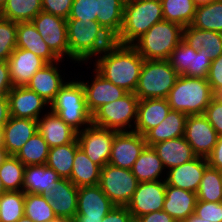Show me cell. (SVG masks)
<instances>
[{"label":"cell","instance_id":"1","mask_svg":"<svg viewBox=\"0 0 222 222\" xmlns=\"http://www.w3.org/2000/svg\"><path fill=\"white\" fill-rule=\"evenodd\" d=\"M97 58L94 69L101 76L128 93H134L144 58L132 45L114 42Z\"/></svg>","mask_w":222,"mask_h":222},{"label":"cell","instance_id":"2","mask_svg":"<svg viewBox=\"0 0 222 222\" xmlns=\"http://www.w3.org/2000/svg\"><path fill=\"white\" fill-rule=\"evenodd\" d=\"M67 35L69 57L77 63L96 58L115 42L98 21L67 19Z\"/></svg>","mask_w":222,"mask_h":222},{"label":"cell","instance_id":"3","mask_svg":"<svg viewBox=\"0 0 222 222\" xmlns=\"http://www.w3.org/2000/svg\"><path fill=\"white\" fill-rule=\"evenodd\" d=\"M164 20L160 0L125 1L123 23L115 42L132 45L157 22Z\"/></svg>","mask_w":222,"mask_h":222},{"label":"cell","instance_id":"4","mask_svg":"<svg viewBox=\"0 0 222 222\" xmlns=\"http://www.w3.org/2000/svg\"><path fill=\"white\" fill-rule=\"evenodd\" d=\"M214 96L207 78L179 75L166 100L171 110L202 115Z\"/></svg>","mask_w":222,"mask_h":222},{"label":"cell","instance_id":"5","mask_svg":"<svg viewBox=\"0 0 222 222\" xmlns=\"http://www.w3.org/2000/svg\"><path fill=\"white\" fill-rule=\"evenodd\" d=\"M183 39V27L162 20L152 25L132 46L145 60H168Z\"/></svg>","mask_w":222,"mask_h":222},{"label":"cell","instance_id":"6","mask_svg":"<svg viewBox=\"0 0 222 222\" xmlns=\"http://www.w3.org/2000/svg\"><path fill=\"white\" fill-rule=\"evenodd\" d=\"M48 110L57 114L77 132L82 130V125L86 128L92 123V114L86 105L85 90L81 80L66 82Z\"/></svg>","mask_w":222,"mask_h":222},{"label":"cell","instance_id":"7","mask_svg":"<svg viewBox=\"0 0 222 222\" xmlns=\"http://www.w3.org/2000/svg\"><path fill=\"white\" fill-rule=\"evenodd\" d=\"M179 74L169 60H145L141 69L137 87L134 91L139 100L166 99L174 87Z\"/></svg>","mask_w":222,"mask_h":222},{"label":"cell","instance_id":"8","mask_svg":"<svg viewBox=\"0 0 222 222\" xmlns=\"http://www.w3.org/2000/svg\"><path fill=\"white\" fill-rule=\"evenodd\" d=\"M139 99L135 93H127L122 98L99 107L92 114V124L116 130L118 132L133 131L137 119ZM133 120L134 124L131 123ZM132 127V128H131Z\"/></svg>","mask_w":222,"mask_h":222},{"label":"cell","instance_id":"9","mask_svg":"<svg viewBox=\"0 0 222 222\" xmlns=\"http://www.w3.org/2000/svg\"><path fill=\"white\" fill-rule=\"evenodd\" d=\"M138 183L131 170L106 164L101 168L98 185L116 206H127Z\"/></svg>","mask_w":222,"mask_h":222},{"label":"cell","instance_id":"10","mask_svg":"<svg viewBox=\"0 0 222 222\" xmlns=\"http://www.w3.org/2000/svg\"><path fill=\"white\" fill-rule=\"evenodd\" d=\"M117 132L91 123L77 132L79 147L95 164L103 168L110 159L112 144Z\"/></svg>","mask_w":222,"mask_h":222},{"label":"cell","instance_id":"11","mask_svg":"<svg viewBox=\"0 0 222 222\" xmlns=\"http://www.w3.org/2000/svg\"><path fill=\"white\" fill-rule=\"evenodd\" d=\"M31 22L60 60H63L65 55L69 56L66 19L41 11Z\"/></svg>","mask_w":222,"mask_h":222},{"label":"cell","instance_id":"12","mask_svg":"<svg viewBox=\"0 0 222 222\" xmlns=\"http://www.w3.org/2000/svg\"><path fill=\"white\" fill-rule=\"evenodd\" d=\"M165 180L140 182L127 208L135 221L138 217L163 210L165 200Z\"/></svg>","mask_w":222,"mask_h":222},{"label":"cell","instance_id":"13","mask_svg":"<svg viewBox=\"0 0 222 222\" xmlns=\"http://www.w3.org/2000/svg\"><path fill=\"white\" fill-rule=\"evenodd\" d=\"M183 137L196 156L207 158L213 151L219 135L202 114L188 115Z\"/></svg>","mask_w":222,"mask_h":222},{"label":"cell","instance_id":"14","mask_svg":"<svg viewBox=\"0 0 222 222\" xmlns=\"http://www.w3.org/2000/svg\"><path fill=\"white\" fill-rule=\"evenodd\" d=\"M146 146L145 137L135 131L117 132L108 164L131 170Z\"/></svg>","mask_w":222,"mask_h":222},{"label":"cell","instance_id":"15","mask_svg":"<svg viewBox=\"0 0 222 222\" xmlns=\"http://www.w3.org/2000/svg\"><path fill=\"white\" fill-rule=\"evenodd\" d=\"M11 117L38 120L50 104L27 86L13 87L7 93Z\"/></svg>","mask_w":222,"mask_h":222},{"label":"cell","instance_id":"16","mask_svg":"<svg viewBox=\"0 0 222 222\" xmlns=\"http://www.w3.org/2000/svg\"><path fill=\"white\" fill-rule=\"evenodd\" d=\"M208 166L207 158L196 156L189 162L169 169L164 180L170 186L196 193Z\"/></svg>","mask_w":222,"mask_h":222},{"label":"cell","instance_id":"17","mask_svg":"<svg viewBox=\"0 0 222 222\" xmlns=\"http://www.w3.org/2000/svg\"><path fill=\"white\" fill-rule=\"evenodd\" d=\"M116 206L99 185L78 189L77 213L85 219L102 220Z\"/></svg>","mask_w":222,"mask_h":222},{"label":"cell","instance_id":"18","mask_svg":"<svg viewBox=\"0 0 222 222\" xmlns=\"http://www.w3.org/2000/svg\"><path fill=\"white\" fill-rule=\"evenodd\" d=\"M13 87L26 86L47 63L29 50L16 48L7 61Z\"/></svg>","mask_w":222,"mask_h":222},{"label":"cell","instance_id":"19","mask_svg":"<svg viewBox=\"0 0 222 222\" xmlns=\"http://www.w3.org/2000/svg\"><path fill=\"white\" fill-rule=\"evenodd\" d=\"M94 71L96 74L91 84L89 81H81L85 90L86 105L91 114L102 105L122 98L128 93L123 88L105 79L95 69Z\"/></svg>","mask_w":222,"mask_h":222},{"label":"cell","instance_id":"20","mask_svg":"<svg viewBox=\"0 0 222 222\" xmlns=\"http://www.w3.org/2000/svg\"><path fill=\"white\" fill-rule=\"evenodd\" d=\"M46 195L57 217L74 219L77 213L78 187L69 179L59 178Z\"/></svg>","mask_w":222,"mask_h":222},{"label":"cell","instance_id":"21","mask_svg":"<svg viewBox=\"0 0 222 222\" xmlns=\"http://www.w3.org/2000/svg\"><path fill=\"white\" fill-rule=\"evenodd\" d=\"M41 117L37 120V129L49 148L73 143L77 139V131L51 110Z\"/></svg>","mask_w":222,"mask_h":222},{"label":"cell","instance_id":"22","mask_svg":"<svg viewBox=\"0 0 222 222\" xmlns=\"http://www.w3.org/2000/svg\"><path fill=\"white\" fill-rule=\"evenodd\" d=\"M37 131V120L10 117L2 129V145L9 155H16Z\"/></svg>","mask_w":222,"mask_h":222},{"label":"cell","instance_id":"23","mask_svg":"<svg viewBox=\"0 0 222 222\" xmlns=\"http://www.w3.org/2000/svg\"><path fill=\"white\" fill-rule=\"evenodd\" d=\"M170 110L171 107L166 99L153 98L139 100L137 119L133 131L144 136L149 130L158 126Z\"/></svg>","mask_w":222,"mask_h":222},{"label":"cell","instance_id":"24","mask_svg":"<svg viewBox=\"0 0 222 222\" xmlns=\"http://www.w3.org/2000/svg\"><path fill=\"white\" fill-rule=\"evenodd\" d=\"M56 65H58V62L47 63L33 75L26 85L49 104L55 100L60 88L66 83L63 81Z\"/></svg>","mask_w":222,"mask_h":222},{"label":"cell","instance_id":"25","mask_svg":"<svg viewBox=\"0 0 222 222\" xmlns=\"http://www.w3.org/2000/svg\"><path fill=\"white\" fill-rule=\"evenodd\" d=\"M16 48L29 50L46 63L62 62L45 43L32 22H18Z\"/></svg>","mask_w":222,"mask_h":222},{"label":"cell","instance_id":"26","mask_svg":"<svg viewBox=\"0 0 222 222\" xmlns=\"http://www.w3.org/2000/svg\"><path fill=\"white\" fill-rule=\"evenodd\" d=\"M153 149L161 159L165 169H172L196 157L191 146L184 137L169 139L154 144Z\"/></svg>","mask_w":222,"mask_h":222},{"label":"cell","instance_id":"27","mask_svg":"<svg viewBox=\"0 0 222 222\" xmlns=\"http://www.w3.org/2000/svg\"><path fill=\"white\" fill-rule=\"evenodd\" d=\"M196 202V193L166 184L163 210L176 221L186 220L193 214Z\"/></svg>","mask_w":222,"mask_h":222},{"label":"cell","instance_id":"28","mask_svg":"<svg viewBox=\"0 0 222 222\" xmlns=\"http://www.w3.org/2000/svg\"><path fill=\"white\" fill-rule=\"evenodd\" d=\"M188 115L183 112L170 110L165 119L145 135L147 146H153L159 142L184 136Z\"/></svg>","mask_w":222,"mask_h":222},{"label":"cell","instance_id":"29","mask_svg":"<svg viewBox=\"0 0 222 222\" xmlns=\"http://www.w3.org/2000/svg\"><path fill=\"white\" fill-rule=\"evenodd\" d=\"M195 51L205 49L208 58L213 61L222 54V33L201 30L189 25L183 27V39Z\"/></svg>","mask_w":222,"mask_h":222},{"label":"cell","instance_id":"30","mask_svg":"<svg viewBox=\"0 0 222 222\" xmlns=\"http://www.w3.org/2000/svg\"><path fill=\"white\" fill-rule=\"evenodd\" d=\"M55 170L45 165H27L24 171L22 191L46 196L59 179Z\"/></svg>","mask_w":222,"mask_h":222},{"label":"cell","instance_id":"31","mask_svg":"<svg viewBox=\"0 0 222 222\" xmlns=\"http://www.w3.org/2000/svg\"><path fill=\"white\" fill-rule=\"evenodd\" d=\"M101 167L79 147L74 156L70 181L78 188L99 184Z\"/></svg>","mask_w":222,"mask_h":222},{"label":"cell","instance_id":"32","mask_svg":"<svg viewBox=\"0 0 222 222\" xmlns=\"http://www.w3.org/2000/svg\"><path fill=\"white\" fill-rule=\"evenodd\" d=\"M125 0H97V21L116 39L123 23Z\"/></svg>","mask_w":222,"mask_h":222},{"label":"cell","instance_id":"33","mask_svg":"<svg viewBox=\"0 0 222 222\" xmlns=\"http://www.w3.org/2000/svg\"><path fill=\"white\" fill-rule=\"evenodd\" d=\"M164 169L165 167L153 147L146 146L133 164L131 171L140 183L161 180L160 176L165 172Z\"/></svg>","mask_w":222,"mask_h":222},{"label":"cell","instance_id":"34","mask_svg":"<svg viewBox=\"0 0 222 222\" xmlns=\"http://www.w3.org/2000/svg\"><path fill=\"white\" fill-rule=\"evenodd\" d=\"M78 148L77 139L73 143L49 148L46 165L55 170L60 178L70 179L75 152Z\"/></svg>","mask_w":222,"mask_h":222},{"label":"cell","instance_id":"35","mask_svg":"<svg viewBox=\"0 0 222 222\" xmlns=\"http://www.w3.org/2000/svg\"><path fill=\"white\" fill-rule=\"evenodd\" d=\"M160 1L164 20L177 23L182 27H187L192 24L197 7L193 0Z\"/></svg>","mask_w":222,"mask_h":222},{"label":"cell","instance_id":"36","mask_svg":"<svg viewBox=\"0 0 222 222\" xmlns=\"http://www.w3.org/2000/svg\"><path fill=\"white\" fill-rule=\"evenodd\" d=\"M42 11V0H7L0 16L13 22H31Z\"/></svg>","mask_w":222,"mask_h":222},{"label":"cell","instance_id":"37","mask_svg":"<svg viewBox=\"0 0 222 222\" xmlns=\"http://www.w3.org/2000/svg\"><path fill=\"white\" fill-rule=\"evenodd\" d=\"M193 27L222 33V0L196 7Z\"/></svg>","mask_w":222,"mask_h":222},{"label":"cell","instance_id":"38","mask_svg":"<svg viewBox=\"0 0 222 222\" xmlns=\"http://www.w3.org/2000/svg\"><path fill=\"white\" fill-rule=\"evenodd\" d=\"M49 147L37 131L16 153V157L25 165H45Z\"/></svg>","mask_w":222,"mask_h":222},{"label":"cell","instance_id":"39","mask_svg":"<svg viewBox=\"0 0 222 222\" xmlns=\"http://www.w3.org/2000/svg\"><path fill=\"white\" fill-rule=\"evenodd\" d=\"M24 216L33 222H50L57 217L46 196L31 193H25Z\"/></svg>","mask_w":222,"mask_h":222},{"label":"cell","instance_id":"40","mask_svg":"<svg viewBox=\"0 0 222 222\" xmlns=\"http://www.w3.org/2000/svg\"><path fill=\"white\" fill-rule=\"evenodd\" d=\"M197 200L207 202H222V179L218 169L208 166L203 174L198 191Z\"/></svg>","mask_w":222,"mask_h":222},{"label":"cell","instance_id":"41","mask_svg":"<svg viewBox=\"0 0 222 222\" xmlns=\"http://www.w3.org/2000/svg\"><path fill=\"white\" fill-rule=\"evenodd\" d=\"M25 167L15 155L5 159L0 166V179L6 191H22Z\"/></svg>","mask_w":222,"mask_h":222},{"label":"cell","instance_id":"42","mask_svg":"<svg viewBox=\"0 0 222 222\" xmlns=\"http://www.w3.org/2000/svg\"><path fill=\"white\" fill-rule=\"evenodd\" d=\"M24 191H6L0 195V222H17L24 217Z\"/></svg>","mask_w":222,"mask_h":222},{"label":"cell","instance_id":"43","mask_svg":"<svg viewBox=\"0 0 222 222\" xmlns=\"http://www.w3.org/2000/svg\"><path fill=\"white\" fill-rule=\"evenodd\" d=\"M17 22L0 16V61H8L16 49Z\"/></svg>","mask_w":222,"mask_h":222},{"label":"cell","instance_id":"44","mask_svg":"<svg viewBox=\"0 0 222 222\" xmlns=\"http://www.w3.org/2000/svg\"><path fill=\"white\" fill-rule=\"evenodd\" d=\"M192 52L195 50L183 40L172 51L168 60L179 75H183L191 66Z\"/></svg>","mask_w":222,"mask_h":222},{"label":"cell","instance_id":"45","mask_svg":"<svg viewBox=\"0 0 222 222\" xmlns=\"http://www.w3.org/2000/svg\"><path fill=\"white\" fill-rule=\"evenodd\" d=\"M211 62L205 49L201 48L199 51L192 52L191 66L188 67V70L183 75L188 77L207 78Z\"/></svg>","mask_w":222,"mask_h":222},{"label":"cell","instance_id":"46","mask_svg":"<svg viewBox=\"0 0 222 222\" xmlns=\"http://www.w3.org/2000/svg\"><path fill=\"white\" fill-rule=\"evenodd\" d=\"M68 19L97 21V0H73Z\"/></svg>","mask_w":222,"mask_h":222},{"label":"cell","instance_id":"47","mask_svg":"<svg viewBox=\"0 0 222 222\" xmlns=\"http://www.w3.org/2000/svg\"><path fill=\"white\" fill-rule=\"evenodd\" d=\"M194 214L207 221L222 222V202L197 200Z\"/></svg>","mask_w":222,"mask_h":222},{"label":"cell","instance_id":"48","mask_svg":"<svg viewBox=\"0 0 222 222\" xmlns=\"http://www.w3.org/2000/svg\"><path fill=\"white\" fill-rule=\"evenodd\" d=\"M219 136H222V96L215 95L203 114Z\"/></svg>","mask_w":222,"mask_h":222},{"label":"cell","instance_id":"49","mask_svg":"<svg viewBox=\"0 0 222 222\" xmlns=\"http://www.w3.org/2000/svg\"><path fill=\"white\" fill-rule=\"evenodd\" d=\"M73 0H42V11L68 19Z\"/></svg>","mask_w":222,"mask_h":222},{"label":"cell","instance_id":"50","mask_svg":"<svg viewBox=\"0 0 222 222\" xmlns=\"http://www.w3.org/2000/svg\"><path fill=\"white\" fill-rule=\"evenodd\" d=\"M207 81L214 95L222 96V54L211 62Z\"/></svg>","mask_w":222,"mask_h":222},{"label":"cell","instance_id":"51","mask_svg":"<svg viewBox=\"0 0 222 222\" xmlns=\"http://www.w3.org/2000/svg\"><path fill=\"white\" fill-rule=\"evenodd\" d=\"M101 222H134L126 206H114Z\"/></svg>","mask_w":222,"mask_h":222},{"label":"cell","instance_id":"52","mask_svg":"<svg viewBox=\"0 0 222 222\" xmlns=\"http://www.w3.org/2000/svg\"><path fill=\"white\" fill-rule=\"evenodd\" d=\"M13 88L7 61H0V95H7Z\"/></svg>","mask_w":222,"mask_h":222},{"label":"cell","instance_id":"53","mask_svg":"<svg viewBox=\"0 0 222 222\" xmlns=\"http://www.w3.org/2000/svg\"><path fill=\"white\" fill-rule=\"evenodd\" d=\"M134 222H176V220L167 212L161 210L140 216Z\"/></svg>","mask_w":222,"mask_h":222},{"label":"cell","instance_id":"54","mask_svg":"<svg viewBox=\"0 0 222 222\" xmlns=\"http://www.w3.org/2000/svg\"><path fill=\"white\" fill-rule=\"evenodd\" d=\"M207 160L210 167L218 170L222 169V136H219L218 141L211 154L207 157Z\"/></svg>","mask_w":222,"mask_h":222},{"label":"cell","instance_id":"55","mask_svg":"<svg viewBox=\"0 0 222 222\" xmlns=\"http://www.w3.org/2000/svg\"><path fill=\"white\" fill-rule=\"evenodd\" d=\"M9 99L7 95H0V129H3L4 125L10 119Z\"/></svg>","mask_w":222,"mask_h":222},{"label":"cell","instance_id":"56","mask_svg":"<svg viewBox=\"0 0 222 222\" xmlns=\"http://www.w3.org/2000/svg\"><path fill=\"white\" fill-rule=\"evenodd\" d=\"M74 222H101L102 220L85 219L84 215H76L74 217Z\"/></svg>","mask_w":222,"mask_h":222},{"label":"cell","instance_id":"57","mask_svg":"<svg viewBox=\"0 0 222 222\" xmlns=\"http://www.w3.org/2000/svg\"><path fill=\"white\" fill-rule=\"evenodd\" d=\"M186 222H211V221H207V220H204L200 217H198L196 214H191L186 220Z\"/></svg>","mask_w":222,"mask_h":222},{"label":"cell","instance_id":"58","mask_svg":"<svg viewBox=\"0 0 222 222\" xmlns=\"http://www.w3.org/2000/svg\"><path fill=\"white\" fill-rule=\"evenodd\" d=\"M9 156L6 149L2 146H0V166L3 164L5 159Z\"/></svg>","mask_w":222,"mask_h":222},{"label":"cell","instance_id":"59","mask_svg":"<svg viewBox=\"0 0 222 222\" xmlns=\"http://www.w3.org/2000/svg\"><path fill=\"white\" fill-rule=\"evenodd\" d=\"M50 222H74V220L70 219V218L56 217L55 219L51 220Z\"/></svg>","mask_w":222,"mask_h":222},{"label":"cell","instance_id":"60","mask_svg":"<svg viewBox=\"0 0 222 222\" xmlns=\"http://www.w3.org/2000/svg\"><path fill=\"white\" fill-rule=\"evenodd\" d=\"M196 4V6L206 5L208 3H211L215 0H193Z\"/></svg>","mask_w":222,"mask_h":222},{"label":"cell","instance_id":"61","mask_svg":"<svg viewBox=\"0 0 222 222\" xmlns=\"http://www.w3.org/2000/svg\"><path fill=\"white\" fill-rule=\"evenodd\" d=\"M4 192H6V190L4 188L3 182L0 179V195L3 194Z\"/></svg>","mask_w":222,"mask_h":222},{"label":"cell","instance_id":"62","mask_svg":"<svg viewBox=\"0 0 222 222\" xmlns=\"http://www.w3.org/2000/svg\"><path fill=\"white\" fill-rule=\"evenodd\" d=\"M17 222H33V221L24 216L23 218L19 219Z\"/></svg>","mask_w":222,"mask_h":222},{"label":"cell","instance_id":"63","mask_svg":"<svg viewBox=\"0 0 222 222\" xmlns=\"http://www.w3.org/2000/svg\"><path fill=\"white\" fill-rule=\"evenodd\" d=\"M7 0H0V11L3 9V7L5 6Z\"/></svg>","mask_w":222,"mask_h":222},{"label":"cell","instance_id":"64","mask_svg":"<svg viewBox=\"0 0 222 222\" xmlns=\"http://www.w3.org/2000/svg\"><path fill=\"white\" fill-rule=\"evenodd\" d=\"M0 146H2V129H0Z\"/></svg>","mask_w":222,"mask_h":222},{"label":"cell","instance_id":"65","mask_svg":"<svg viewBox=\"0 0 222 222\" xmlns=\"http://www.w3.org/2000/svg\"><path fill=\"white\" fill-rule=\"evenodd\" d=\"M176 222H186L185 220H178V221H176Z\"/></svg>","mask_w":222,"mask_h":222}]
</instances>
